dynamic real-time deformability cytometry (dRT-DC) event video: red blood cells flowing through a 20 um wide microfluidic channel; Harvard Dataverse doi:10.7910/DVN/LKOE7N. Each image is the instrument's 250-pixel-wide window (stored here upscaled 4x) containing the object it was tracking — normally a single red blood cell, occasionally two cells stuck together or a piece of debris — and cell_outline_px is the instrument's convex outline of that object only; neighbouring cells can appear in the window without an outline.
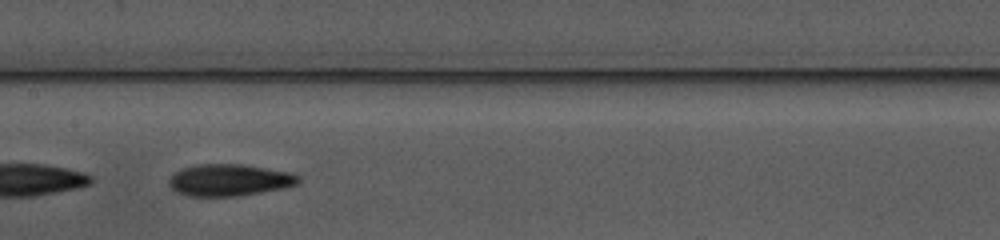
{"species": "common noctule bat (a hibernating species)", "species_latin": "Nyctalus noctula", "temperature_condition": "warm", "stored_images_in_passage": 37, "camera_frame_rate_fps": 3000, "um_per_image_px": 0.085, "animal": {"sex": "female", "body_mass_g": 10.0, "forearm_length_mm": 53.1}, "frame": {"image": 1, "passage_image": 11, "time_ms": 3.333, "image_size_px": [1000, 240], "cell_outline_px": [[300, 184], [284, 188], [236, 196], [188, 196], [176, 192], [168, 184], [168, 180], [180, 168], [200, 164], [240, 164], [288, 172], [300, 176]], "centroid_in_image_um": [19.48, 15.31], "position_along_channel_um": 187.9, "area_um2": 23.93}, "authors_computed_cell_mechanics": {"area_um2": 22.831, "velocity_mm_per_s": 3.9187, "shape_relaxation_time_tau1_ms": 4.0903, "shape_relaxation_time_tau2_ms": 3.1172, "deformation_change_tau1": 0.1593, "deformation_change_tau2": 0.1112}}